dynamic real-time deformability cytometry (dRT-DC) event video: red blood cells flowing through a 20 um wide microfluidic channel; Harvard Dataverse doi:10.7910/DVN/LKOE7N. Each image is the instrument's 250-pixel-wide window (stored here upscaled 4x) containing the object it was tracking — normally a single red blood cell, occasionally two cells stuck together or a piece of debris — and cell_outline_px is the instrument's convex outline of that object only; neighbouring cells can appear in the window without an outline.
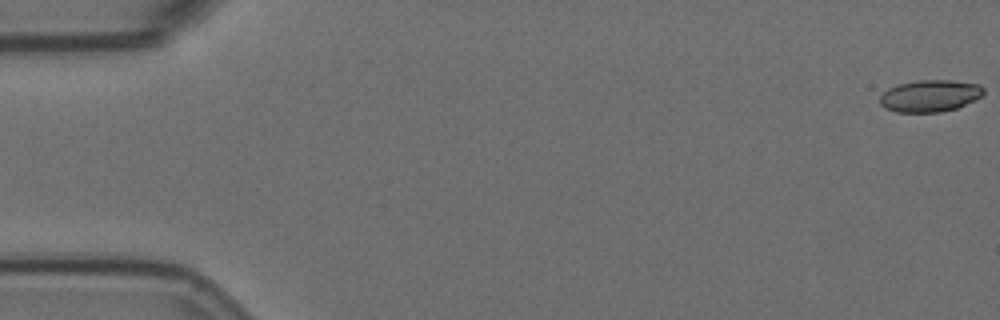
{"species": "Egyptian fruit bat (a non-hibernating species)", "species_latin": "Rousettus aegyptiacus", "temperature_condition": "room temperature", "stored_images_in_passage": 57, "camera_frame_rate_fps": 3000, "um_per_image_px": 0.085, "animal": {"sex": "female"}, "frame": {"image": 1, "passage_image": 1, "time_ms": 0.0, "image_size_px": [1000, 320], "cell_outline_px": [[984, 92], [976, 100], [956, 108], [940, 112], [896, 112], [884, 108], [880, 104], [880, 96], [888, 88], [896, 84], [916, 80], [952, 80], [980, 84], [984, 88]], "centroid_in_image_um": [79.04, 8.14], "position_along_channel_um": 6.0, "area_um2": 19.48}}
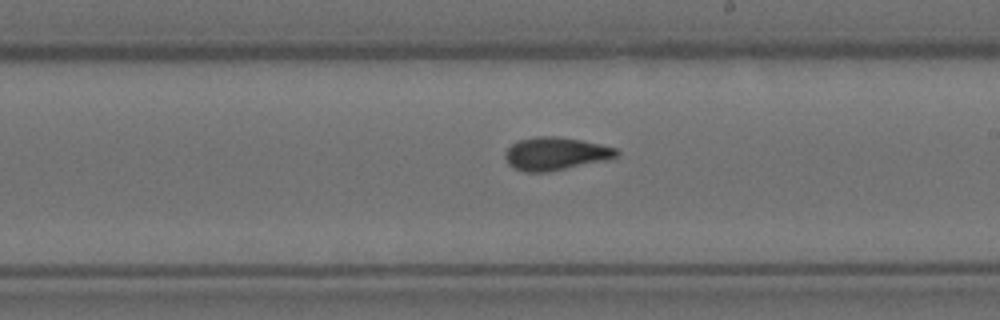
{"frame": {"image": 2, "passage_image": 33, "time_ms": 10.667, "image_size_px": [1000, 320], "cell_outline_px": [[620, 156], [612, 160], [548, 172], [524, 172], [508, 164], [504, 156], [504, 152], [512, 144], [520, 140], [536, 136], [556, 136], [580, 140], [600, 144], [616, 148], [620, 152]], "centroid_in_image_um": [47.28, 13.08], "position_along_channel_um": 241.7, "area_um2": 21.73}}
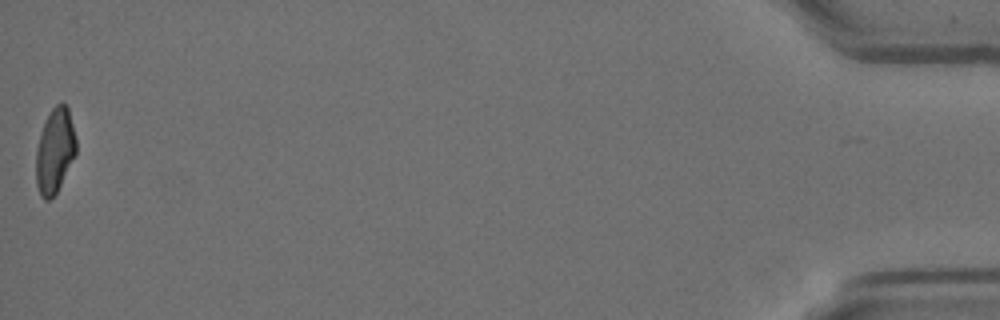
{"frame": {"image": 3, "passage_image": 57, "time_ms": 18.667, "image_size_px": [1000, 320], "cell_outline_px": [[76, 152], [56, 192], [48, 200], [44, 200], [40, 196], [36, 184], [36, 152], [40, 136], [44, 124], [52, 108], [56, 104], [64, 100], [68, 108], [76, 140]], "centroid_in_image_um": [4.65, 12.8], "position_along_channel_um": 430.5, "area_um2": 19.42}, "authors_computed_cell_mechanics": {"area_um2": 20.6924, "velocity_mm_per_s": 3.6151, "shape_relaxation_time_tau1_ms": null, "shape_relaxation_time_tau2_ms": 2.1176, "deformation_change_tau1": null, "deformation_change_tau2": 0.0804}}